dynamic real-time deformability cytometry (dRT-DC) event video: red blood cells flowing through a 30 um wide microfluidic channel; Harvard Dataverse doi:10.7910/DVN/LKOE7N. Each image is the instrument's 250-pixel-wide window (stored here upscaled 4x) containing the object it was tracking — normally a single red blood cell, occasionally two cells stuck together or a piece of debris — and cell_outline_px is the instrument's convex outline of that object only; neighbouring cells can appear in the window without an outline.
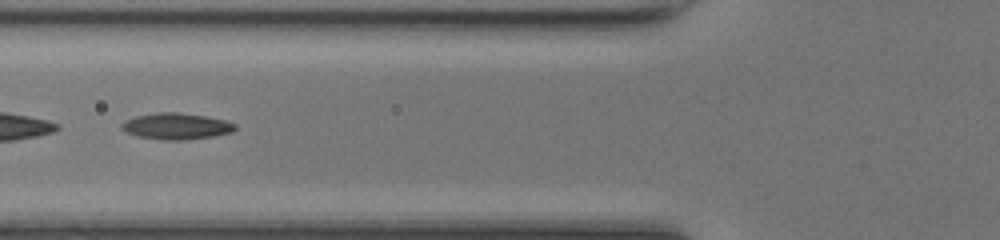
{"species": "common noctule bat (a hibernating species)", "species_latin": "Nyctalus noctula", "temperature_condition": "room temperature", "stored_images_in_passage": 46, "camera_frame_rate_fps": 3000, "um_per_image_px": 0.085, "animal": {"sex": "female", "body_mass_g": 17.0, "forearm_length_mm": 48.0}, "frame": {"image": 1, "passage_image": 18, "time_ms": 5.667, "image_size_px": [1000, 240], "cell_outline_px": [[236, 128], [232, 132], [212, 136], [184, 140], [160, 140], [136, 136], [120, 128], [120, 124], [124, 120], [136, 116], [156, 112], [180, 112], [204, 116], [224, 120], [236, 124]], "centroid_in_image_um": [14.94, 10.72], "position_along_channel_um": 110.9, "area_um2": 17.46}}
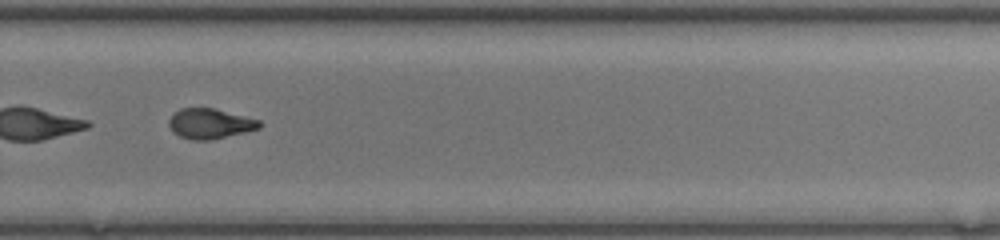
{"frame": {"image": 2, "passage_image": 32, "time_ms": 10.333, "image_size_px": [1000, 240], "cell_outline_px": [[264, 124], [260, 128], [212, 140], [192, 140], [180, 136], [172, 132], [168, 124], [168, 120], [172, 112], [180, 108], [216, 108], [260, 120]], "centroid_in_image_um": [17.83, 10.5], "position_along_channel_um": 312.0, "area_um2": 16.18}}
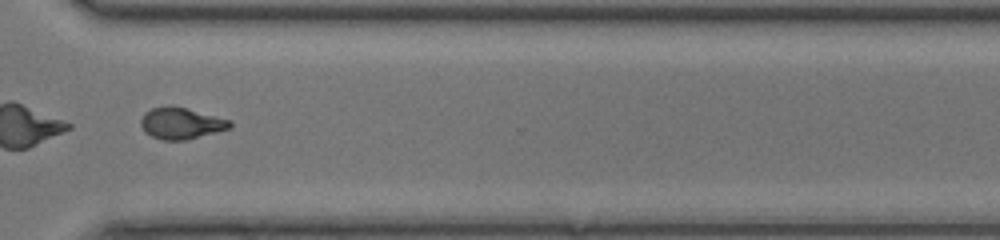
{"frame": {"image": 3, "passage_image": 35, "time_ms": 11.333, "image_size_px": [1000, 240], "cell_outline_px": [[232, 128], [184, 140], [164, 140], [152, 136], [144, 132], [140, 124], [140, 120], [144, 112], [152, 108], [168, 104], [232, 120]], "centroid_in_image_um": [15.37, 10.47], "position_along_channel_um": 355.2, "area_um2": 16.36}, "authors_computed_cell_mechanics": {"area_um2": 17.2244, "velocity_mm_per_s": 4.3178, "shape_relaxation_time_tau1_ms": 3.6486, "shape_relaxation_time_tau2_ms": 1.5872, "deformation_change_tau1": 0.1662, "deformation_change_tau2": 0.0722}}